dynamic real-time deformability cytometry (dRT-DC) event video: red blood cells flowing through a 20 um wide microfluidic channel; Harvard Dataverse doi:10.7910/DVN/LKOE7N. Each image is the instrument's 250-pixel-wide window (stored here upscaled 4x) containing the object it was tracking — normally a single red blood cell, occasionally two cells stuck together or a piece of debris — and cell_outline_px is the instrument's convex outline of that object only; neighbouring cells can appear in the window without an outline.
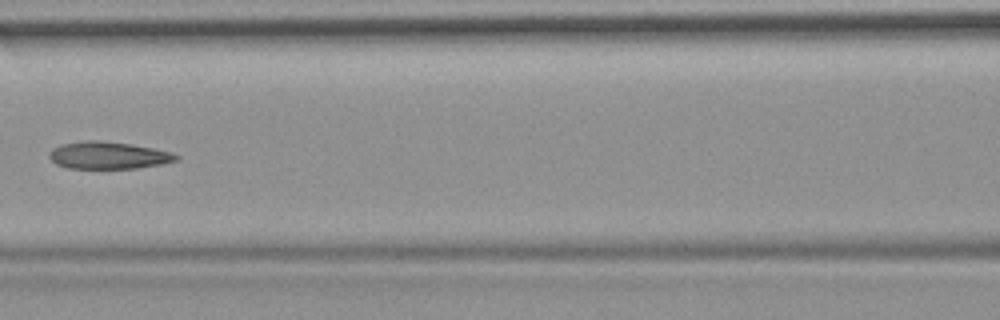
{"species": "common noctule bat (a hibernating species)", "species_latin": "Nyctalus noctula", "temperature_condition": "room temperature", "stored_images_in_passage": 7, "camera_frame_rate_fps": 3000, "um_per_image_px": 0.085, "animal": {"sex": "female", "body_mass_g": 19.9}, "frame": {"image": 1, "passage_image": 7, "time_ms": 2.0, "image_size_px": [1000, 320], "cell_outline_px": [[180, 156], [176, 160], [160, 164], [136, 168], [68, 168], [56, 164], [48, 156], [52, 148], [60, 144], [84, 140], [96, 140], [132, 144], [172, 152]], "centroid_in_image_um": [9.17, 13.19], "position_along_channel_um": 157.4, "area_um2": 20.06}}